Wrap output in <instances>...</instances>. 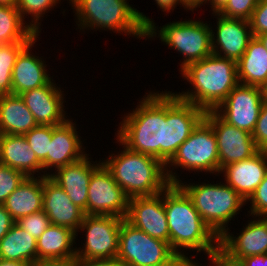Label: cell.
Masks as SVG:
<instances>
[{
    "label": "cell",
    "instance_id": "obj_10",
    "mask_svg": "<svg viewBox=\"0 0 267 266\" xmlns=\"http://www.w3.org/2000/svg\"><path fill=\"white\" fill-rule=\"evenodd\" d=\"M122 220L110 215H85L78 231L86 232V241L82 248L76 247L75 259L116 258Z\"/></svg>",
    "mask_w": 267,
    "mask_h": 266
},
{
    "label": "cell",
    "instance_id": "obj_30",
    "mask_svg": "<svg viewBox=\"0 0 267 266\" xmlns=\"http://www.w3.org/2000/svg\"><path fill=\"white\" fill-rule=\"evenodd\" d=\"M30 42L0 45V95L12 94V71L20 52Z\"/></svg>",
    "mask_w": 267,
    "mask_h": 266
},
{
    "label": "cell",
    "instance_id": "obj_24",
    "mask_svg": "<svg viewBox=\"0 0 267 266\" xmlns=\"http://www.w3.org/2000/svg\"><path fill=\"white\" fill-rule=\"evenodd\" d=\"M16 222L43 208V176L26 177L3 203Z\"/></svg>",
    "mask_w": 267,
    "mask_h": 266
},
{
    "label": "cell",
    "instance_id": "obj_27",
    "mask_svg": "<svg viewBox=\"0 0 267 266\" xmlns=\"http://www.w3.org/2000/svg\"><path fill=\"white\" fill-rule=\"evenodd\" d=\"M236 64L239 83L262 87L267 82V50L257 37L250 40Z\"/></svg>",
    "mask_w": 267,
    "mask_h": 266
},
{
    "label": "cell",
    "instance_id": "obj_3",
    "mask_svg": "<svg viewBox=\"0 0 267 266\" xmlns=\"http://www.w3.org/2000/svg\"><path fill=\"white\" fill-rule=\"evenodd\" d=\"M180 71L193 90L175 95L205 111L215 110L239 84L236 61L213 53Z\"/></svg>",
    "mask_w": 267,
    "mask_h": 266
},
{
    "label": "cell",
    "instance_id": "obj_5",
    "mask_svg": "<svg viewBox=\"0 0 267 266\" xmlns=\"http://www.w3.org/2000/svg\"><path fill=\"white\" fill-rule=\"evenodd\" d=\"M80 30H111L137 38H146V27L153 19L130 6L127 0H69Z\"/></svg>",
    "mask_w": 267,
    "mask_h": 266
},
{
    "label": "cell",
    "instance_id": "obj_32",
    "mask_svg": "<svg viewBox=\"0 0 267 266\" xmlns=\"http://www.w3.org/2000/svg\"><path fill=\"white\" fill-rule=\"evenodd\" d=\"M30 148L42 162L48 155L49 142L52 139V125H38L25 135Z\"/></svg>",
    "mask_w": 267,
    "mask_h": 266
},
{
    "label": "cell",
    "instance_id": "obj_6",
    "mask_svg": "<svg viewBox=\"0 0 267 266\" xmlns=\"http://www.w3.org/2000/svg\"><path fill=\"white\" fill-rule=\"evenodd\" d=\"M178 185L190 197L201 218L219 238L229 231L228 222L247 203L226 183H186L184 185L180 181Z\"/></svg>",
    "mask_w": 267,
    "mask_h": 266
},
{
    "label": "cell",
    "instance_id": "obj_15",
    "mask_svg": "<svg viewBox=\"0 0 267 266\" xmlns=\"http://www.w3.org/2000/svg\"><path fill=\"white\" fill-rule=\"evenodd\" d=\"M219 252L237 263L247 256L267 254V217L248 222L237 237L226 231L219 238Z\"/></svg>",
    "mask_w": 267,
    "mask_h": 266
},
{
    "label": "cell",
    "instance_id": "obj_50",
    "mask_svg": "<svg viewBox=\"0 0 267 266\" xmlns=\"http://www.w3.org/2000/svg\"><path fill=\"white\" fill-rule=\"evenodd\" d=\"M17 0H0V5L16 6Z\"/></svg>",
    "mask_w": 267,
    "mask_h": 266
},
{
    "label": "cell",
    "instance_id": "obj_4",
    "mask_svg": "<svg viewBox=\"0 0 267 266\" xmlns=\"http://www.w3.org/2000/svg\"><path fill=\"white\" fill-rule=\"evenodd\" d=\"M122 146L123 151L110 154L102 163L129 199L158 194L170 184L161 160Z\"/></svg>",
    "mask_w": 267,
    "mask_h": 266
},
{
    "label": "cell",
    "instance_id": "obj_38",
    "mask_svg": "<svg viewBox=\"0 0 267 266\" xmlns=\"http://www.w3.org/2000/svg\"><path fill=\"white\" fill-rule=\"evenodd\" d=\"M255 146L260 151H267V104H263L252 133Z\"/></svg>",
    "mask_w": 267,
    "mask_h": 266
},
{
    "label": "cell",
    "instance_id": "obj_33",
    "mask_svg": "<svg viewBox=\"0 0 267 266\" xmlns=\"http://www.w3.org/2000/svg\"><path fill=\"white\" fill-rule=\"evenodd\" d=\"M27 176L9 166L0 164V204L23 182Z\"/></svg>",
    "mask_w": 267,
    "mask_h": 266
},
{
    "label": "cell",
    "instance_id": "obj_11",
    "mask_svg": "<svg viewBox=\"0 0 267 266\" xmlns=\"http://www.w3.org/2000/svg\"><path fill=\"white\" fill-rule=\"evenodd\" d=\"M129 198L110 171L101 163L91 175L88 187L87 215L126 218Z\"/></svg>",
    "mask_w": 267,
    "mask_h": 266
},
{
    "label": "cell",
    "instance_id": "obj_40",
    "mask_svg": "<svg viewBox=\"0 0 267 266\" xmlns=\"http://www.w3.org/2000/svg\"><path fill=\"white\" fill-rule=\"evenodd\" d=\"M15 221L3 204H0V240L8 233Z\"/></svg>",
    "mask_w": 267,
    "mask_h": 266
},
{
    "label": "cell",
    "instance_id": "obj_29",
    "mask_svg": "<svg viewBox=\"0 0 267 266\" xmlns=\"http://www.w3.org/2000/svg\"><path fill=\"white\" fill-rule=\"evenodd\" d=\"M16 6L0 5V45L31 42L39 34L23 22Z\"/></svg>",
    "mask_w": 267,
    "mask_h": 266
},
{
    "label": "cell",
    "instance_id": "obj_44",
    "mask_svg": "<svg viewBox=\"0 0 267 266\" xmlns=\"http://www.w3.org/2000/svg\"><path fill=\"white\" fill-rule=\"evenodd\" d=\"M210 260L212 261V266H240L239 263L228 260L219 251Z\"/></svg>",
    "mask_w": 267,
    "mask_h": 266
},
{
    "label": "cell",
    "instance_id": "obj_42",
    "mask_svg": "<svg viewBox=\"0 0 267 266\" xmlns=\"http://www.w3.org/2000/svg\"><path fill=\"white\" fill-rule=\"evenodd\" d=\"M29 266H73V261L37 259Z\"/></svg>",
    "mask_w": 267,
    "mask_h": 266
},
{
    "label": "cell",
    "instance_id": "obj_36",
    "mask_svg": "<svg viewBox=\"0 0 267 266\" xmlns=\"http://www.w3.org/2000/svg\"><path fill=\"white\" fill-rule=\"evenodd\" d=\"M247 201L251 204L248 212L253 217H267V174Z\"/></svg>",
    "mask_w": 267,
    "mask_h": 266
},
{
    "label": "cell",
    "instance_id": "obj_41",
    "mask_svg": "<svg viewBox=\"0 0 267 266\" xmlns=\"http://www.w3.org/2000/svg\"><path fill=\"white\" fill-rule=\"evenodd\" d=\"M238 263L240 266H267V254L247 256Z\"/></svg>",
    "mask_w": 267,
    "mask_h": 266
},
{
    "label": "cell",
    "instance_id": "obj_49",
    "mask_svg": "<svg viewBox=\"0 0 267 266\" xmlns=\"http://www.w3.org/2000/svg\"><path fill=\"white\" fill-rule=\"evenodd\" d=\"M263 102L267 104V82L261 87Z\"/></svg>",
    "mask_w": 267,
    "mask_h": 266
},
{
    "label": "cell",
    "instance_id": "obj_43",
    "mask_svg": "<svg viewBox=\"0 0 267 266\" xmlns=\"http://www.w3.org/2000/svg\"><path fill=\"white\" fill-rule=\"evenodd\" d=\"M156 4L158 5L159 8H161V10L163 12H171L170 10H174L173 8H175L177 6V4L179 3L180 5H182L184 7V9L189 10L184 4H183V0H155Z\"/></svg>",
    "mask_w": 267,
    "mask_h": 266
},
{
    "label": "cell",
    "instance_id": "obj_21",
    "mask_svg": "<svg viewBox=\"0 0 267 266\" xmlns=\"http://www.w3.org/2000/svg\"><path fill=\"white\" fill-rule=\"evenodd\" d=\"M226 184L246 202L267 174V151H258L251 158L231 163L220 170Z\"/></svg>",
    "mask_w": 267,
    "mask_h": 266
},
{
    "label": "cell",
    "instance_id": "obj_46",
    "mask_svg": "<svg viewBox=\"0 0 267 266\" xmlns=\"http://www.w3.org/2000/svg\"><path fill=\"white\" fill-rule=\"evenodd\" d=\"M207 2L210 3L213 13H218L226 5L228 0H207Z\"/></svg>",
    "mask_w": 267,
    "mask_h": 266
},
{
    "label": "cell",
    "instance_id": "obj_12",
    "mask_svg": "<svg viewBox=\"0 0 267 266\" xmlns=\"http://www.w3.org/2000/svg\"><path fill=\"white\" fill-rule=\"evenodd\" d=\"M263 104L261 87L239 83L214 111L228 124L252 134Z\"/></svg>",
    "mask_w": 267,
    "mask_h": 266
},
{
    "label": "cell",
    "instance_id": "obj_26",
    "mask_svg": "<svg viewBox=\"0 0 267 266\" xmlns=\"http://www.w3.org/2000/svg\"><path fill=\"white\" fill-rule=\"evenodd\" d=\"M38 124L20 95H0V132L25 135Z\"/></svg>",
    "mask_w": 267,
    "mask_h": 266
},
{
    "label": "cell",
    "instance_id": "obj_8",
    "mask_svg": "<svg viewBox=\"0 0 267 266\" xmlns=\"http://www.w3.org/2000/svg\"><path fill=\"white\" fill-rule=\"evenodd\" d=\"M154 20L146 27V39L158 38L164 44L183 55L181 70L187 65L200 61L212 54L211 28L201 20H185L171 22L158 29ZM158 29V31H157ZM158 32V33H157Z\"/></svg>",
    "mask_w": 267,
    "mask_h": 266
},
{
    "label": "cell",
    "instance_id": "obj_28",
    "mask_svg": "<svg viewBox=\"0 0 267 266\" xmlns=\"http://www.w3.org/2000/svg\"><path fill=\"white\" fill-rule=\"evenodd\" d=\"M0 259L34 262L37 260V240L15 222L0 240Z\"/></svg>",
    "mask_w": 267,
    "mask_h": 266
},
{
    "label": "cell",
    "instance_id": "obj_9",
    "mask_svg": "<svg viewBox=\"0 0 267 266\" xmlns=\"http://www.w3.org/2000/svg\"><path fill=\"white\" fill-rule=\"evenodd\" d=\"M178 166L188 171L219 174V154L217 140L212 126L203 119L189 137L179 146L176 154L166 164V175L170 184L181 180L177 173L170 170ZM169 167V169L167 168Z\"/></svg>",
    "mask_w": 267,
    "mask_h": 266
},
{
    "label": "cell",
    "instance_id": "obj_25",
    "mask_svg": "<svg viewBox=\"0 0 267 266\" xmlns=\"http://www.w3.org/2000/svg\"><path fill=\"white\" fill-rule=\"evenodd\" d=\"M75 239L73 230L51 224L37 239V259L74 261Z\"/></svg>",
    "mask_w": 267,
    "mask_h": 266
},
{
    "label": "cell",
    "instance_id": "obj_35",
    "mask_svg": "<svg viewBox=\"0 0 267 266\" xmlns=\"http://www.w3.org/2000/svg\"><path fill=\"white\" fill-rule=\"evenodd\" d=\"M16 223L36 240L51 225L49 217L43 210L22 217Z\"/></svg>",
    "mask_w": 267,
    "mask_h": 266
},
{
    "label": "cell",
    "instance_id": "obj_48",
    "mask_svg": "<svg viewBox=\"0 0 267 266\" xmlns=\"http://www.w3.org/2000/svg\"><path fill=\"white\" fill-rule=\"evenodd\" d=\"M256 37L261 41V43L263 44V46L267 50V33L257 35Z\"/></svg>",
    "mask_w": 267,
    "mask_h": 266
},
{
    "label": "cell",
    "instance_id": "obj_17",
    "mask_svg": "<svg viewBox=\"0 0 267 266\" xmlns=\"http://www.w3.org/2000/svg\"><path fill=\"white\" fill-rule=\"evenodd\" d=\"M53 79L46 85L20 94L38 125L58 126L68 118L64 111V91L56 87ZM67 118V119H66Z\"/></svg>",
    "mask_w": 267,
    "mask_h": 266
},
{
    "label": "cell",
    "instance_id": "obj_14",
    "mask_svg": "<svg viewBox=\"0 0 267 266\" xmlns=\"http://www.w3.org/2000/svg\"><path fill=\"white\" fill-rule=\"evenodd\" d=\"M125 219L149 236L169 243V228L163 204V191L152 196L129 199Z\"/></svg>",
    "mask_w": 267,
    "mask_h": 266
},
{
    "label": "cell",
    "instance_id": "obj_45",
    "mask_svg": "<svg viewBox=\"0 0 267 266\" xmlns=\"http://www.w3.org/2000/svg\"><path fill=\"white\" fill-rule=\"evenodd\" d=\"M207 0H183V4L193 12L197 7L202 6L203 4H206Z\"/></svg>",
    "mask_w": 267,
    "mask_h": 266
},
{
    "label": "cell",
    "instance_id": "obj_34",
    "mask_svg": "<svg viewBox=\"0 0 267 266\" xmlns=\"http://www.w3.org/2000/svg\"><path fill=\"white\" fill-rule=\"evenodd\" d=\"M259 0H228L218 14L233 19L249 21Z\"/></svg>",
    "mask_w": 267,
    "mask_h": 266
},
{
    "label": "cell",
    "instance_id": "obj_37",
    "mask_svg": "<svg viewBox=\"0 0 267 266\" xmlns=\"http://www.w3.org/2000/svg\"><path fill=\"white\" fill-rule=\"evenodd\" d=\"M249 24L254 37L267 33V0H259L249 19Z\"/></svg>",
    "mask_w": 267,
    "mask_h": 266
},
{
    "label": "cell",
    "instance_id": "obj_7",
    "mask_svg": "<svg viewBox=\"0 0 267 266\" xmlns=\"http://www.w3.org/2000/svg\"><path fill=\"white\" fill-rule=\"evenodd\" d=\"M116 258L124 266H180L184 262L168 242L149 236L125 218L119 229Z\"/></svg>",
    "mask_w": 267,
    "mask_h": 266
},
{
    "label": "cell",
    "instance_id": "obj_20",
    "mask_svg": "<svg viewBox=\"0 0 267 266\" xmlns=\"http://www.w3.org/2000/svg\"><path fill=\"white\" fill-rule=\"evenodd\" d=\"M75 123L68 119L65 123L52 126V139L49 142V152L42 161L43 170L56 169L74 163L87 154L76 131Z\"/></svg>",
    "mask_w": 267,
    "mask_h": 266
},
{
    "label": "cell",
    "instance_id": "obj_19",
    "mask_svg": "<svg viewBox=\"0 0 267 266\" xmlns=\"http://www.w3.org/2000/svg\"><path fill=\"white\" fill-rule=\"evenodd\" d=\"M89 154L84 158L55 169L48 176L68 195L73 204L81 208L87 215L88 187L92 172L102 163H91Z\"/></svg>",
    "mask_w": 267,
    "mask_h": 266
},
{
    "label": "cell",
    "instance_id": "obj_51",
    "mask_svg": "<svg viewBox=\"0 0 267 266\" xmlns=\"http://www.w3.org/2000/svg\"><path fill=\"white\" fill-rule=\"evenodd\" d=\"M180 266H201V264L200 265H198V262L196 263L195 261L193 262H183Z\"/></svg>",
    "mask_w": 267,
    "mask_h": 266
},
{
    "label": "cell",
    "instance_id": "obj_2",
    "mask_svg": "<svg viewBox=\"0 0 267 266\" xmlns=\"http://www.w3.org/2000/svg\"><path fill=\"white\" fill-rule=\"evenodd\" d=\"M163 204L169 244L180 259L192 262L181 248L197 250V253L203 251L209 258L219 251V237L204 222L190 197L178 184H169L163 190Z\"/></svg>",
    "mask_w": 267,
    "mask_h": 266
},
{
    "label": "cell",
    "instance_id": "obj_16",
    "mask_svg": "<svg viewBox=\"0 0 267 266\" xmlns=\"http://www.w3.org/2000/svg\"><path fill=\"white\" fill-rule=\"evenodd\" d=\"M213 14L218 21L216 33L211 30L212 53L237 62L254 37L249 21L227 18L218 13Z\"/></svg>",
    "mask_w": 267,
    "mask_h": 266
},
{
    "label": "cell",
    "instance_id": "obj_22",
    "mask_svg": "<svg viewBox=\"0 0 267 266\" xmlns=\"http://www.w3.org/2000/svg\"><path fill=\"white\" fill-rule=\"evenodd\" d=\"M37 38L38 36L17 57L12 71V94L20 95L27 90L42 87L52 80L45 68V61L30 52Z\"/></svg>",
    "mask_w": 267,
    "mask_h": 266
},
{
    "label": "cell",
    "instance_id": "obj_47",
    "mask_svg": "<svg viewBox=\"0 0 267 266\" xmlns=\"http://www.w3.org/2000/svg\"><path fill=\"white\" fill-rule=\"evenodd\" d=\"M30 263L0 259V266H29Z\"/></svg>",
    "mask_w": 267,
    "mask_h": 266
},
{
    "label": "cell",
    "instance_id": "obj_23",
    "mask_svg": "<svg viewBox=\"0 0 267 266\" xmlns=\"http://www.w3.org/2000/svg\"><path fill=\"white\" fill-rule=\"evenodd\" d=\"M0 164L9 166L34 177L35 172L42 171V176H48L43 171L42 162L37 158L24 135L2 134L0 141ZM47 174H46V173Z\"/></svg>",
    "mask_w": 267,
    "mask_h": 266
},
{
    "label": "cell",
    "instance_id": "obj_13",
    "mask_svg": "<svg viewBox=\"0 0 267 266\" xmlns=\"http://www.w3.org/2000/svg\"><path fill=\"white\" fill-rule=\"evenodd\" d=\"M204 119L212 126L216 136L219 173L223 167L249 159L259 151L252 134L228 124L214 110L206 111Z\"/></svg>",
    "mask_w": 267,
    "mask_h": 266
},
{
    "label": "cell",
    "instance_id": "obj_31",
    "mask_svg": "<svg viewBox=\"0 0 267 266\" xmlns=\"http://www.w3.org/2000/svg\"><path fill=\"white\" fill-rule=\"evenodd\" d=\"M61 0H17L16 8L19 10L22 18L25 20V15H31L32 21L28 23L35 32H41L38 22L43 15L51 10ZM48 10V11H47Z\"/></svg>",
    "mask_w": 267,
    "mask_h": 266
},
{
    "label": "cell",
    "instance_id": "obj_39",
    "mask_svg": "<svg viewBox=\"0 0 267 266\" xmlns=\"http://www.w3.org/2000/svg\"><path fill=\"white\" fill-rule=\"evenodd\" d=\"M73 266H124L117 258L110 259H75Z\"/></svg>",
    "mask_w": 267,
    "mask_h": 266
},
{
    "label": "cell",
    "instance_id": "obj_18",
    "mask_svg": "<svg viewBox=\"0 0 267 266\" xmlns=\"http://www.w3.org/2000/svg\"><path fill=\"white\" fill-rule=\"evenodd\" d=\"M42 210L49 217L51 224L69 228L78 235L85 212L73 204L66 192L49 176H43Z\"/></svg>",
    "mask_w": 267,
    "mask_h": 266
},
{
    "label": "cell",
    "instance_id": "obj_1",
    "mask_svg": "<svg viewBox=\"0 0 267 266\" xmlns=\"http://www.w3.org/2000/svg\"><path fill=\"white\" fill-rule=\"evenodd\" d=\"M145 96L132 113L123 116L116 140L166 165L204 119L206 111L181 100L171 91L149 92Z\"/></svg>",
    "mask_w": 267,
    "mask_h": 266
}]
</instances>
